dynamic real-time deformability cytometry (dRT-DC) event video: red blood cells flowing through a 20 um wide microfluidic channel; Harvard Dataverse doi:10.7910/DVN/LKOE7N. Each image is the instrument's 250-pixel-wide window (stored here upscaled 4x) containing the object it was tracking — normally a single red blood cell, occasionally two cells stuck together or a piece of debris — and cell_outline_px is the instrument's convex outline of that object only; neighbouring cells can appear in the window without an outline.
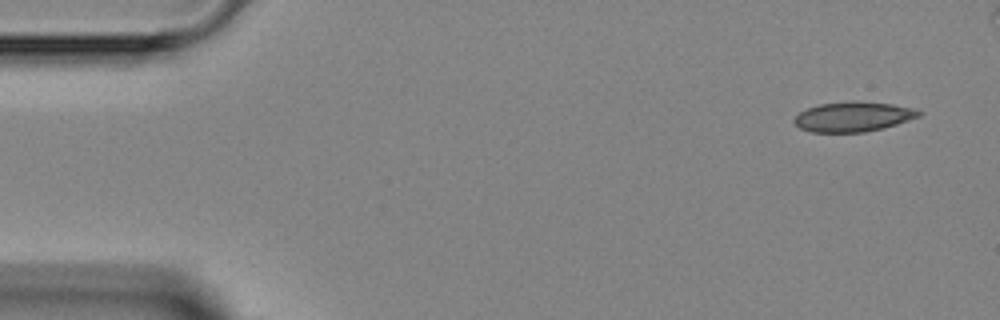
{"species": "Egyptian fruit bat (a non-hibernating species)", "species_latin": "Rousettus aegyptiacus", "temperature_condition": "room temperature", "stored_images_in_passage": 4, "camera_frame_rate_fps": 3000, "um_per_image_px": 0.085, "animal": {"sex": "female"}, "frame": {"image": 1, "passage_image": 1, "time_ms": 0.0, "image_size_px": [1000, 320], "cell_outline_px": [[924, 112], [920, 116], [884, 128], [864, 132], [812, 132], [800, 128], [792, 120], [800, 112], [808, 108], [820, 104], [852, 100], [856, 100], [892, 104], [916, 108]], "centroid_in_image_um": [72.56, 9.9], "position_along_channel_um": 12.4, "area_um2": 21.85}}